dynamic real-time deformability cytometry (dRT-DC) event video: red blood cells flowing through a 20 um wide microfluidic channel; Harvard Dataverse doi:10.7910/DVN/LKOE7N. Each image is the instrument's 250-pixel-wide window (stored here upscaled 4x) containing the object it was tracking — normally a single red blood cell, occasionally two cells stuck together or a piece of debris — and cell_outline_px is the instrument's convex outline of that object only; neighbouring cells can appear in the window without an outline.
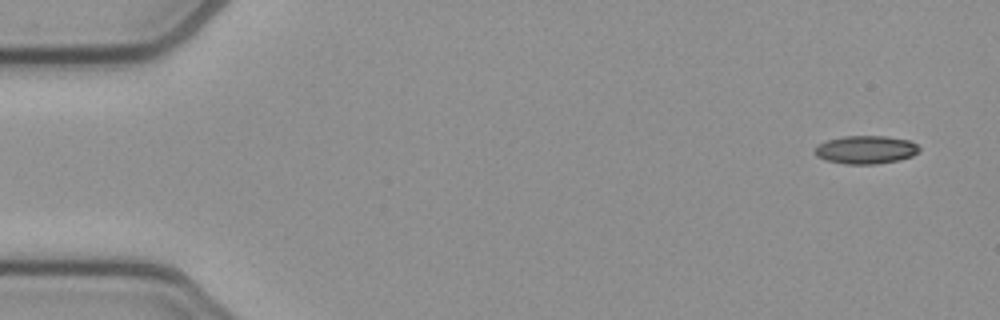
{"species": "common noctule bat (a hibernating species)", "species_latin": "Nyctalus noctula", "temperature_condition": "cold", "stored_images_in_passage": 52, "camera_frame_rate_fps": 3000, "um_per_image_px": 0.085, "animal": {"sex": "female", "body_mass_g": 21.9}, "frame": {"image": 1, "passage_image": 2, "time_ms": 0.333, "image_size_px": [1000, 320], "cell_outline_px": [[920, 152], [912, 156], [900, 160], [876, 164], [844, 164], [824, 160], [816, 156], [812, 152], [816, 144], [828, 140], [844, 136], [884, 136], [912, 140], [920, 148]], "centroid_in_image_um": [73.58, 12.73], "position_along_channel_um": 11.4, "area_um2": 17.51}}
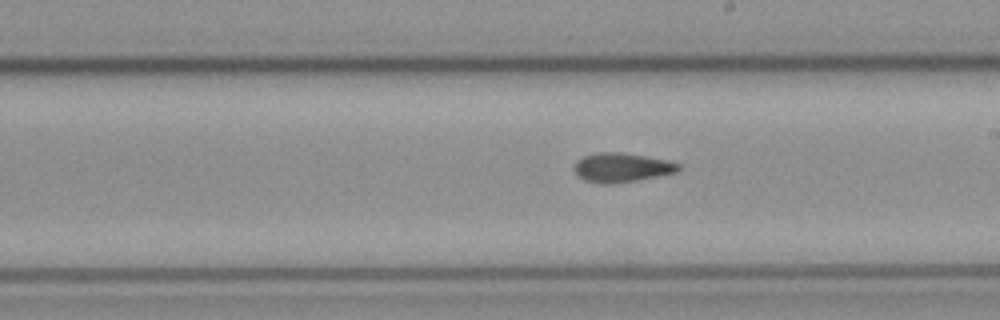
{"frame": {"image": 2, "passage_image": 29, "time_ms": 9.333, "image_size_px": [1000, 320], "cell_outline_px": [[680, 168], [676, 172], [616, 184], [600, 184], [584, 180], [576, 176], [572, 168], [576, 160], [584, 156], [600, 152], [620, 152], [668, 160], [680, 164]], "centroid_in_image_um": [52.77, 14.25], "position_along_channel_um": 236.2, "area_um2": 17.86}}
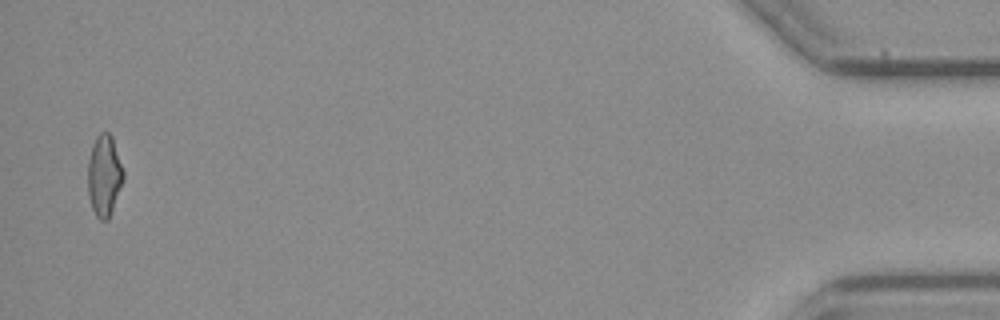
{"frame": {"image": 3, "passage_image": 51, "time_ms": 16.667, "image_size_px": [1000, 320], "cell_outline_px": [[124, 180], [108, 220], [100, 220], [96, 216], [92, 208], [88, 196], [88, 160], [92, 144], [96, 136], [100, 132], [108, 132], [112, 136], [124, 172]], "centroid_in_image_um": [8.85, 14.92], "position_along_channel_um": 426.3, "area_um2": 16.94}, "authors_computed_cell_mechanics": {"area_um2": 17.4556, "velocity_mm_per_s": 3.8745, "shape_relaxation_time_tau1_ms": null, "shape_relaxation_time_tau2_ms": 3.5178, "deformation_change_tau1": null, "deformation_change_tau2": 0.1068}}